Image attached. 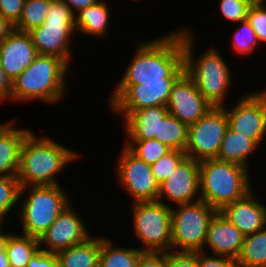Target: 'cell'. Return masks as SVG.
Wrapping results in <instances>:
<instances>
[{
  "label": "cell",
  "instance_id": "cell-1",
  "mask_svg": "<svg viewBox=\"0 0 266 267\" xmlns=\"http://www.w3.org/2000/svg\"><path fill=\"white\" fill-rule=\"evenodd\" d=\"M118 85L178 78L184 71L182 29L141 43Z\"/></svg>",
  "mask_w": 266,
  "mask_h": 267
},
{
  "label": "cell",
  "instance_id": "cell-2",
  "mask_svg": "<svg viewBox=\"0 0 266 267\" xmlns=\"http://www.w3.org/2000/svg\"><path fill=\"white\" fill-rule=\"evenodd\" d=\"M78 154L50 137H38L30 131L20 149L17 178L21 187L31 185H59L56 175Z\"/></svg>",
  "mask_w": 266,
  "mask_h": 267
},
{
  "label": "cell",
  "instance_id": "cell-3",
  "mask_svg": "<svg viewBox=\"0 0 266 267\" xmlns=\"http://www.w3.org/2000/svg\"><path fill=\"white\" fill-rule=\"evenodd\" d=\"M69 65L59 57L38 54L34 61L11 81V100L58 102L65 90Z\"/></svg>",
  "mask_w": 266,
  "mask_h": 267
},
{
  "label": "cell",
  "instance_id": "cell-4",
  "mask_svg": "<svg viewBox=\"0 0 266 267\" xmlns=\"http://www.w3.org/2000/svg\"><path fill=\"white\" fill-rule=\"evenodd\" d=\"M249 169L216 158L199 161L200 200L217 211L252 190Z\"/></svg>",
  "mask_w": 266,
  "mask_h": 267
},
{
  "label": "cell",
  "instance_id": "cell-5",
  "mask_svg": "<svg viewBox=\"0 0 266 267\" xmlns=\"http://www.w3.org/2000/svg\"><path fill=\"white\" fill-rule=\"evenodd\" d=\"M193 35L182 30L185 72L194 80L197 89L213 107H223L231 85V72L216 49H208L197 61L193 58Z\"/></svg>",
  "mask_w": 266,
  "mask_h": 267
},
{
  "label": "cell",
  "instance_id": "cell-6",
  "mask_svg": "<svg viewBox=\"0 0 266 267\" xmlns=\"http://www.w3.org/2000/svg\"><path fill=\"white\" fill-rule=\"evenodd\" d=\"M24 191L28 192V197L24 199L19 212L23 235L39 239L70 204V199L60 185L21 187L19 198Z\"/></svg>",
  "mask_w": 266,
  "mask_h": 267
},
{
  "label": "cell",
  "instance_id": "cell-7",
  "mask_svg": "<svg viewBox=\"0 0 266 267\" xmlns=\"http://www.w3.org/2000/svg\"><path fill=\"white\" fill-rule=\"evenodd\" d=\"M76 32L74 14L61 0H53L43 24L28 32L38 54L70 62V37Z\"/></svg>",
  "mask_w": 266,
  "mask_h": 267
},
{
  "label": "cell",
  "instance_id": "cell-8",
  "mask_svg": "<svg viewBox=\"0 0 266 267\" xmlns=\"http://www.w3.org/2000/svg\"><path fill=\"white\" fill-rule=\"evenodd\" d=\"M171 206L172 250L202 251L210 221L218 212L202 200Z\"/></svg>",
  "mask_w": 266,
  "mask_h": 267
},
{
  "label": "cell",
  "instance_id": "cell-9",
  "mask_svg": "<svg viewBox=\"0 0 266 267\" xmlns=\"http://www.w3.org/2000/svg\"><path fill=\"white\" fill-rule=\"evenodd\" d=\"M134 233L143 252L172 250L171 206L159 201L133 203Z\"/></svg>",
  "mask_w": 266,
  "mask_h": 267
},
{
  "label": "cell",
  "instance_id": "cell-10",
  "mask_svg": "<svg viewBox=\"0 0 266 267\" xmlns=\"http://www.w3.org/2000/svg\"><path fill=\"white\" fill-rule=\"evenodd\" d=\"M227 128L224 106L210 108L197 122L188 126L186 157L197 161L217 158Z\"/></svg>",
  "mask_w": 266,
  "mask_h": 267
},
{
  "label": "cell",
  "instance_id": "cell-11",
  "mask_svg": "<svg viewBox=\"0 0 266 267\" xmlns=\"http://www.w3.org/2000/svg\"><path fill=\"white\" fill-rule=\"evenodd\" d=\"M224 109L228 127L259 145L266 135V89L245 94L233 108Z\"/></svg>",
  "mask_w": 266,
  "mask_h": 267
},
{
  "label": "cell",
  "instance_id": "cell-12",
  "mask_svg": "<svg viewBox=\"0 0 266 267\" xmlns=\"http://www.w3.org/2000/svg\"><path fill=\"white\" fill-rule=\"evenodd\" d=\"M177 78L141 82L140 85H118L110 99L115 111H136L155 106H166L173 83Z\"/></svg>",
  "mask_w": 266,
  "mask_h": 267
},
{
  "label": "cell",
  "instance_id": "cell-13",
  "mask_svg": "<svg viewBox=\"0 0 266 267\" xmlns=\"http://www.w3.org/2000/svg\"><path fill=\"white\" fill-rule=\"evenodd\" d=\"M118 177L123 189L132 195L134 202L157 201L160 186L151 166L134 155L125 145L117 163Z\"/></svg>",
  "mask_w": 266,
  "mask_h": 267
},
{
  "label": "cell",
  "instance_id": "cell-14",
  "mask_svg": "<svg viewBox=\"0 0 266 267\" xmlns=\"http://www.w3.org/2000/svg\"><path fill=\"white\" fill-rule=\"evenodd\" d=\"M166 107L169 114L189 126L197 122L213 106L184 71L173 83Z\"/></svg>",
  "mask_w": 266,
  "mask_h": 267
},
{
  "label": "cell",
  "instance_id": "cell-15",
  "mask_svg": "<svg viewBox=\"0 0 266 267\" xmlns=\"http://www.w3.org/2000/svg\"><path fill=\"white\" fill-rule=\"evenodd\" d=\"M69 204L55 219L52 225L39 238L40 249L57 253L75 244L82 243L91 234L87 232L84 222ZM45 244L47 249H42Z\"/></svg>",
  "mask_w": 266,
  "mask_h": 267
},
{
  "label": "cell",
  "instance_id": "cell-16",
  "mask_svg": "<svg viewBox=\"0 0 266 267\" xmlns=\"http://www.w3.org/2000/svg\"><path fill=\"white\" fill-rule=\"evenodd\" d=\"M199 191V161L185 157L160 186L157 201L166 197L177 205L191 203L200 199Z\"/></svg>",
  "mask_w": 266,
  "mask_h": 267
},
{
  "label": "cell",
  "instance_id": "cell-17",
  "mask_svg": "<svg viewBox=\"0 0 266 267\" xmlns=\"http://www.w3.org/2000/svg\"><path fill=\"white\" fill-rule=\"evenodd\" d=\"M38 55L28 32L13 29L0 42V62L12 81L24 71Z\"/></svg>",
  "mask_w": 266,
  "mask_h": 267
},
{
  "label": "cell",
  "instance_id": "cell-18",
  "mask_svg": "<svg viewBox=\"0 0 266 267\" xmlns=\"http://www.w3.org/2000/svg\"><path fill=\"white\" fill-rule=\"evenodd\" d=\"M253 195L251 190L220 211L244 236L266 227V206L257 202Z\"/></svg>",
  "mask_w": 266,
  "mask_h": 267
},
{
  "label": "cell",
  "instance_id": "cell-19",
  "mask_svg": "<svg viewBox=\"0 0 266 267\" xmlns=\"http://www.w3.org/2000/svg\"><path fill=\"white\" fill-rule=\"evenodd\" d=\"M244 235L221 212H217L210 221L205 240V247L211 249L213 255L238 258Z\"/></svg>",
  "mask_w": 266,
  "mask_h": 267
},
{
  "label": "cell",
  "instance_id": "cell-20",
  "mask_svg": "<svg viewBox=\"0 0 266 267\" xmlns=\"http://www.w3.org/2000/svg\"><path fill=\"white\" fill-rule=\"evenodd\" d=\"M123 116L129 140H150L159 137L160 120L169 112L166 106H155L136 111H114Z\"/></svg>",
  "mask_w": 266,
  "mask_h": 267
},
{
  "label": "cell",
  "instance_id": "cell-21",
  "mask_svg": "<svg viewBox=\"0 0 266 267\" xmlns=\"http://www.w3.org/2000/svg\"><path fill=\"white\" fill-rule=\"evenodd\" d=\"M14 122L10 120L0 131V176H17L21 145L31 131L13 128Z\"/></svg>",
  "mask_w": 266,
  "mask_h": 267
},
{
  "label": "cell",
  "instance_id": "cell-22",
  "mask_svg": "<svg viewBox=\"0 0 266 267\" xmlns=\"http://www.w3.org/2000/svg\"><path fill=\"white\" fill-rule=\"evenodd\" d=\"M93 237L55 253L58 267H98L100 238Z\"/></svg>",
  "mask_w": 266,
  "mask_h": 267
},
{
  "label": "cell",
  "instance_id": "cell-23",
  "mask_svg": "<svg viewBox=\"0 0 266 267\" xmlns=\"http://www.w3.org/2000/svg\"><path fill=\"white\" fill-rule=\"evenodd\" d=\"M257 146L253 140L247 139V136H242L228 127L216 159L249 168L248 156L256 150Z\"/></svg>",
  "mask_w": 266,
  "mask_h": 267
},
{
  "label": "cell",
  "instance_id": "cell-24",
  "mask_svg": "<svg viewBox=\"0 0 266 267\" xmlns=\"http://www.w3.org/2000/svg\"><path fill=\"white\" fill-rule=\"evenodd\" d=\"M109 12L108 5L102 0L79 10L78 14L74 15L75 30L91 36H105L109 23Z\"/></svg>",
  "mask_w": 266,
  "mask_h": 267
},
{
  "label": "cell",
  "instance_id": "cell-25",
  "mask_svg": "<svg viewBox=\"0 0 266 267\" xmlns=\"http://www.w3.org/2000/svg\"><path fill=\"white\" fill-rule=\"evenodd\" d=\"M108 238L100 237V255L98 267H136L143 253L138 248L116 247Z\"/></svg>",
  "mask_w": 266,
  "mask_h": 267
},
{
  "label": "cell",
  "instance_id": "cell-26",
  "mask_svg": "<svg viewBox=\"0 0 266 267\" xmlns=\"http://www.w3.org/2000/svg\"><path fill=\"white\" fill-rule=\"evenodd\" d=\"M266 227L245 236L236 259L238 267H266Z\"/></svg>",
  "mask_w": 266,
  "mask_h": 267
},
{
  "label": "cell",
  "instance_id": "cell-27",
  "mask_svg": "<svg viewBox=\"0 0 266 267\" xmlns=\"http://www.w3.org/2000/svg\"><path fill=\"white\" fill-rule=\"evenodd\" d=\"M39 249L38 238L11 234L5 248L10 267H27L28 262Z\"/></svg>",
  "mask_w": 266,
  "mask_h": 267
},
{
  "label": "cell",
  "instance_id": "cell-28",
  "mask_svg": "<svg viewBox=\"0 0 266 267\" xmlns=\"http://www.w3.org/2000/svg\"><path fill=\"white\" fill-rule=\"evenodd\" d=\"M187 135L188 126L168 113L160 120L159 137L155 139L171 149L185 151Z\"/></svg>",
  "mask_w": 266,
  "mask_h": 267
},
{
  "label": "cell",
  "instance_id": "cell-29",
  "mask_svg": "<svg viewBox=\"0 0 266 267\" xmlns=\"http://www.w3.org/2000/svg\"><path fill=\"white\" fill-rule=\"evenodd\" d=\"M53 0H25L22 14L14 29L22 32H30L40 27Z\"/></svg>",
  "mask_w": 266,
  "mask_h": 267
},
{
  "label": "cell",
  "instance_id": "cell-30",
  "mask_svg": "<svg viewBox=\"0 0 266 267\" xmlns=\"http://www.w3.org/2000/svg\"><path fill=\"white\" fill-rule=\"evenodd\" d=\"M125 146L138 158L149 165L157 162L168 153L171 148L156 139L150 140H127Z\"/></svg>",
  "mask_w": 266,
  "mask_h": 267
},
{
  "label": "cell",
  "instance_id": "cell-31",
  "mask_svg": "<svg viewBox=\"0 0 266 267\" xmlns=\"http://www.w3.org/2000/svg\"><path fill=\"white\" fill-rule=\"evenodd\" d=\"M20 189L17 176H0V223L19 202Z\"/></svg>",
  "mask_w": 266,
  "mask_h": 267
},
{
  "label": "cell",
  "instance_id": "cell-32",
  "mask_svg": "<svg viewBox=\"0 0 266 267\" xmlns=\"http://www.w3.org/2000/svg\"><path fill=\"white\" fill-rule=\"evenodd\" d=\"M186 157L185 151L171 149L157 162L151 164V169L156 182L161 186L171 176L175 168Z\"/></svg>",
  "mask_w": 266,
  "mask_h": 267
},
{
  "label": "cell",
  "instance_id": "cell-33",
  "mask_svg": "<svg viewBox=\"0 0 266 267\" xmlns=\"http://www.w3.org/2000/svg\"><path fill=\"white\" fill-rule=\"evenodd\" d=\"M232 40L233 49L242 55L251 53L259 41L248 20L241 22V27L235 31Z\"/></svg>",
  "mask_w": 266,
  "mask_h": 267
},
{
  "label": "cell",
  "instance_id": "cell-34",
  "mask_svg": "<svg viewBox=\"0 0 266 267\" xmlns=\"http://www.w3.org/2000/svg\"><path fill=\"white\" fill-rule=\"evenodd\" d=\"M247 0H221L219 1L220 11L222 15L230 20V22H238L247 20V12L250 7Z\"/></svg>",
  "mask_w": 266,
  "mask_h": 267
},
{
  "label": "cell",
  "instance_id": "cell-35",
  "mask_svg": "<svg viewBox=\"0 0 266 267\" xmlns=\"http://www.w3.org/2000/svg\"><path fill=\"white\" fill-rule=\"evenodd\" d=\"M247 20L251 24L259 42H266V4L250 5Z\"/></svg>",
  "mask_w": 266,
  "mask_h": 267
},
{
  "label": "cell",
  "instance_id": "cell-36",
  "mask_svg": "<svg viewBox=\"0 0 266 267\" xmlns=\"http://www.w3.org/2000/svg\"><path fill=\"white\" fill-rule=\"evenodd\" d=\"M174 252H166V267H197V251Z\"/></svg>",
  "mask_w": 266,
  "mask_h": 267
},
{
  "label": "cell",
  "instance_id": "cell-37",
  "mask_svg": "<svg viewBox=\"0 0 266 267\" xmlns=\"http://www.w3.org/2000/svg\"><path fill=\"white\" fill-rule=\"evenodd\" d=\"M204 252V250L197 251V267H238L234 258L216 254L207 256L208 253Z\"/></svg>",
  "mask_w": 266,
  "mask_h": 267
},
{
  "label": "cell",
  "instance_id": "cell-38",
  "mask_svg": "<svg viewBox=\"0 0 266 267\" xmlns=\"http://www.w3.org/2000/svg\"><path fill=\"white\" fill-rule=\"evenodd\" d=\"M25 0H0V14L13 26L19 21Z\"/></svg>",
  "mask_w": 266,
  "mask_h": 267
},
{
  "label": "cell",
  "instance_id": "cell-39",
  "mask_svg": "<svg viewBox=\"0 0 266 267\" xmlns=\"http://www.w3.org/2000/svg\"><path fill=\"white\" fill-rule=\"evenodd\" d=\"M136 267H166V252H143Z\"/></svg>",
  "mask_w": 266,
  "mask_h": 267
},
{
  "label": "cell",
  "instance_id": "cell-40",
  "mask_svg": "<svg viewBox=\"0 0 266 267\" xmlns=\"http://www.w3.org/2000/svg\"><path fill=\"white\" fill-rule=\"evenodd\" d=\"M27 267H58L55 253L39 249L28 262Z\"/></svg>",
  "mask_w": 266,
  "mask_h": 267
},
{
  "label": "cell",
  "instance_id": "cell-41",
  "mask_svg": "<svg viewBox=\"0 0 266 267\" xmlns=\"http://www.w3.org/2000/svg\"><path fill=\"white\" fill-rule=\"evenodd\" d=\"M5 99H11V80L7 77L2 66H0V102Z\"/></svg>",
  "mask_w": 266,
  "mask_h": 267
},
{
  "label": "cell",
  "instance_id": "cell-42",
  "mask_svg": "<svg viewBox=\"0 0 266 267\" xmlns=\"http://www.w3.org/2000/svg\"><path fill=\"white\" fill-rule=\"evenodd\" d=\"M61 1H63L70 8L71 12L75 15L79 10L91 6L97 3L99 0H61ZM74 10H76V12Z\"/></svg>",
  "mask_w": 266,
  "mask_h": 267
},
{
  "label": "cell",
  "instance_id": "cell-43",
  "mask_svg": "<svg viewBox=\"0 0 266 267\" xmlns=\"http://www.w3.org/2000/svg\"><path fill=\"white\" fill-rule=\"evenodd\" d=\"M14 29V26L0 14V42Z\"/></svg>",
  "mask_w": 266,
  "mask_h": 267
},
{
  "label": "cell",
  "instance_id": "cell-44",
  "mask_svg": "<svg viewBox=\"0 0 266 267\" xmlns=\"http://www.w3.org/2000/svg\"><path fill=\"white\" fill-rule=\"evenodd\" d=\"M2 226V223H0V253L5 251L7 240L11 235L10 233L7 234V232L4 233V231L1 229Z\"/></svg>",
  "mask_w": 266,
  "mask_h": 267
},
{
  "label": "cell",
  "instance_id": "cell-45",
  "mask_svg": "<svg viewBox=\"0 0 266 267\" xmlns=\"http://www.w3.org/2000/svg\"><path fill=\"white\" fill-rule=\"evenodd\" d=\"M0 267H10L6 251L0 253Z\"/></svg>",
  "mask_w": 266,
  "mask_h": 267
},
{
  "label": "cell",
  "instance_id": "cell-46",
  "mask_svg": "<svg viewBox=\"0 0 266 267\" xmlns=\"http://www.w3.org/2000/svg\"><path fill=\"white\" fill-rule=\"evenodd\" d=\"M251 5L265 4L266 0H247Z\"/></svg>",
  "mask_w": 266,
  "mask_h": 267
},
{
  "label": "cell",
  "instance_id": "cell-47",
  "mask_svg": "<svg viewBox=\"0 0 266 267\" xmlns=\"http://www.w3.org/2000/svg\"><path fill=\"white\" fill-rule=\"evenodd\" d=\"M10 121H8L7 123L5 124H0V131L9 123Z\"/></svg>",
  "mask_w": 266,
  "mask_h": 267
}]
</instances>
